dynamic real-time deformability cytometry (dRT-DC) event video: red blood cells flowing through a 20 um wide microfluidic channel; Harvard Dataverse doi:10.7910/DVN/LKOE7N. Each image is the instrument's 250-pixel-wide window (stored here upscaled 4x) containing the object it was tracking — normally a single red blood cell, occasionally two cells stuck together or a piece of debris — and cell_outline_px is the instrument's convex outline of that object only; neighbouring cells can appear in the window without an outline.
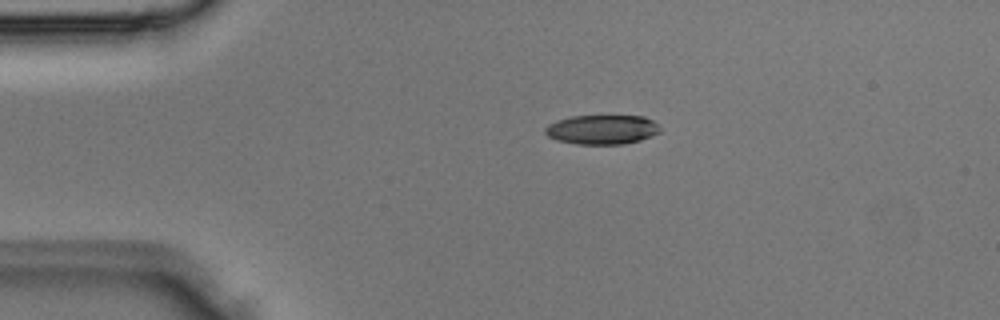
{"species": "Egyptian fruit bat (a non-hibernating species)", "species_latin": "Rousettus aegyptiacus", "temperature_condition": "room temperature", "stored_images_in_passage": 2, "camera_frame_rate_fps": 3000, "um_per_image_px": 0.085, "animal": {"sex": "male"}, "frame": {"image": 1, "passage_image": 2, "time_ms": 0.333, "image_size_px": [1000, 320], "cell_outline_px": [[660, 132], [640, 140], [624, 144], [576, 144], [556, 140], [548, 136], [544, 132], [544, 128], [548, 124], [556, 120], [568, 116], [644, 116], [652, 120], [660, 128]], "centroid_in_image_um": [51.13, 11.01], "position_along_channel_um": 33.9, "area_um2": 19.77}}